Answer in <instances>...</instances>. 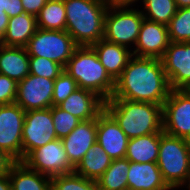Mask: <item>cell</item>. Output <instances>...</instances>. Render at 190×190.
Here are the masks:
<instances>
[{
	"label": "cell",
	"mask_w": 190,
	"mask_h": 190,
	"mask_svg": "<svg viewBox=\"0 0 190 190\" xmlns=\"http://www.w3.org/2000/svg\"><path fill=\"white\" fill-rule=\"evenodd\" d=\"M78 88L76 81L66 71L54 80L53 106H58Z\"/></svg>",
	"instance_id": "obj_32"
},
{
	"label": "cell",
	"mask_w": 190,
	"mask_h": 190,
	"mask_svg": "<svg viewBox=\"0 0 190 190\" xmlns=\"http://www.w3.org/2000/svg\"><path fill=\"white\" fill-rule=\"evenodd\" d=\"M130 162L126 158L114 159L111 165L98 179L100 190H128V172Z\"/></svg>",
	"instance_id": "obj_25"
},
{
	"label": "cell",
	"mask_w": 190,
	"mask_h": 190,
	"mask_svg": "<svg viewBox=\"0 0 190 190\" xmlns=\"http://www.w3.org/2000/svg\"><path fill=\"white\" fill-rule=\"evenodd\" d=\"M0 190H12L9 173L0 175Z\"/></svg>",
	"instance_id": "obj_38"
},
{
	"label": "cell",
	"mask_w": 190,
	"mask_h": 190,
	"mask_svg": "<svg viewBox=\"0 0 190 190\" xmlns=\"http://www.w3.org/2000/svg\"><path fill=\"white\" fill-rule=\"evenodd\" d=\"M25 13L37 16L47 0H21Z\"/></svg>",
	"instance_id": "obj_34"
},
{
	"label": "cell",
	"mask_w": 190,
	"mask_h": 190,
	"mask_svg": "<svg viewBox=\"0 0 190 190\" xmlns=\"http://www.w3.org/2000/svg\"><path fill=\"white\" fill-rule=\"evenodd\" d=\"M66 12L65 30L78 46H92L104 38L106 0H63Z\"/></svg>",
	"instance_id": "obj_3"
},
{
	"label": "cell",
	"mask_w": 190,
	"mask_h": 190,
	"mask_svg": "<svg viewBox=\"0 0 190 190\" xmlns=\"http://www.w3.org/2000/svg\"><path fill=\"white\" fill-rule=\"evenodd\" d=\"M58 106L80 121H87L104 110V100L93 91L77 88Z\"/></svg>",
	"instance_id": "obj_17"
},
{
	"label": "cell",
	"mask_w": 190,
	"mask_h": 190,
	"mask_svg": "<svg viewBox=\"0 0 190 190\" xmlns=\"http://www.w3.org/2000/svg\"><path fill=\"white\" fill-rule=\"evenodd\" d=\"M70 163L76 167L88 149L97 142V118L81 121L66 137L61 139Z\"/></svg>",
	"instance_id": "obj_16"
},
{
	"label": "cell",
	"mask_w": 190,
	"mask_h": 190,
	"mask_svg": "<svg viewBox=\"0 0 190 190\" xmlns=\"http://www.w3.org/2000/svg\"><path fill=\"white\" fill-rule=\"evenodd\" d=\"M51 114L58 139L68 136L81 122L78 118L62 110L59 106H52Z\"/></svg>",
	"instance_id": "obj_30"
},
{
	"label": "cell",
	"mask_w": 190,
	"mask_h": 190,
	"mask_svg": "<svg viewBox=\"0 0 190 190\" xmlns=\"http://www.w3.org/2000/svg\"><path fill=\"white\" fill-rule=\"evenodd\" d=\"M190 190V177L177 190Z\"/></svg>",
	"instance_id": "obj_42"
},
{
	"label": "cell",
	"mask_w": 190,
	"mask_h": 190,
	"mask_svg": "<svg viewBox=\"0 0 190 190\" xmlns=\"http://www.w3.org/2000/svg\"><path fill=\"white\" fill-rule=\"evenodd\" d=\"M54 80L33 74L18 82L15 103L25 112L53 106Z\"/></svg>",
	"instance_id": "obj_12"
},
{
	"label": "cell",
	"mask_w": 190,
	"mask_h": 190,
	"mask_svg": "<svg viewBox=\"0 0 190 190\" xmlns=\"http://www.w3.org/2000/svg\"><path fill=\"white\" fill-rule=\"evenodd\" d=\"M57 139L51 108L26 111L22 132V160L34 149Z\"/></svg>",
	"instance_id": "obj_10"
},
{
	"label": "cell",
	"mask_w": 190,
	"mask_h": 190,
	"mask_svg": "<svg viewBox=\"0 0 190 190\" xmlns=\"http://www.w3.org/2000/svg\"><path fill=\"white\" fill-rule=\"evenodd\" d=\"M162 115L166 134L190 141V89H172Z\"/></svg>",
	"instance_id": "obj_9"
},
{
	"label": "cell",
	"mask_w": 190,
	"mask_h": 190,
	"mask_svg": "<svg viewBox=\"0 0 190 190\" xmlns=\"http://www.w3.org/2000/svg\"><path fill=\"white\" fill-rule=\"evenodd\" d=\"M77 83L78 88L96 93L104 101L109 100L115 89V80L101 64L91 46H79L64 67Z\"/></svg>",
	"instance_id": "obj_4"
},
{
	"label": "cell",
	"mask_w": 190,
	"mask_h": 190,
	"mask_svg": "<svg viewBox=\"0 0 190 190\" xmlns=\"http://www.w3.org/2000/svg\"><path fill=\"white\" fill-rule=\"evenodd\" d=\"M22 162L31 170L49 177L70 174L75 167L70 163L61 139H55L32 150Z\"/></svg>",
	"instance_id": "obj_8"
},
{
	"label": "cell",
	"mask_w": 190,
	"mask_h": 190,
	"mask_svg": "<svg viewBox=\"0 0 190 190\" xmlns=\"http://www.w3.org/2000/svg\"><path fill=\"white\" fill-rule=\"evenodd\" d=\"M9 16L6 13H0V41L5 36L7 31Z\"/></svg>",
	"instance_id": "obj_37"
},
{
	"label": "cell",
	"mask_w": 190,
	"mask_h": 190,
	"mask_svg": "<svg viewBox=\"0 0 190 190\" xmlns=\"http://www.w3.org/2000/svg\"><path fill=\"white\" fill-rule=\"evenodd\" d=\"M9 178L12 190H51V177L31 170L22 161L11 166Z\"/></svg>",
	"instance_id": "obj_22"
},
{
	"label": "cell",
	"mask_w": 190,
	"mask_h": 190,
	"mask_svg": "<svg viewBox=\"0 0 190 190\" xmlns=\"http://www.w3.org/2000/svg\"><path fill=\"white\" fill-rule=\"evenodd\" d=\"M78 47L66 30L38 28L25 48L29 56L44 57L65 67Z\"/></svg>",
	"instance_id": "obj_7"
},
{
	"label": "cell",
	"mask_w": 190,
	"mask_h": 190,
	"mask_svg": "<svg viewBox=\"0 0 190 190\" xmlns=\"http://www.w3.org/2000/svg\"><path fill=\"white\" fill-rule=\"evenodd\" d=\"M29 58L26 48L0 44V74L20 82L30 74Z\"/></svg>",
	"instance_id": "obj_20"
},
{
	"label": "cell",
	"mask_w": 190,
	"mask_h": 190,
	"mask_svg": "<svg viewBox=\"0 0 190 190\" xmlns=\"http://www.w3.org/2000/svg\"><path fill=\"white\" fill-rule=\"evenodd\" d=\"M18 83L6 75L0 74V105L15 103Z\"/></svg>",
	"instance_id": "obj_33"
},
{
	"label": "cell",
	"mask_w": 190,
	"mask_h": 190,
	"mask_svg": "<svg viewBox=\"0 0 190 190\" xmlns=\"http://www.w3.org/2000/svg\"><path fill=\"white\" fill-rule=\"evenodd\" d=\"M38 29L36 16L23 13L9 18L7 31L1 45L25 48Z\"/></svg>",
	"instance_id": "obj_21"
},
{
	"label": "cell",
	"mask_w": 190,
	"mask_h": 190,
	"mask_svg": "<svg viewBox=\"0 0 190 190\" xmlns=\"http://www.w3.org/2000/svg\"><path fill=\"white\" fill-rule=\"evenodd\" d=\"M16 161L4 150L0 149V175L7 174Z\"/></svg>",
	"instance_id": "obj_35"
},
{
	"label": "cell",
	"mask_w": 190,
	"mask_h": 190,
	"mask_svg": "<svg viewBox=\"0 0 190 190\" xmlns=\"http://www.w3.org/2000/svg\"><path fill=\"white\" fill-rule=\"evenodd\" d=\"M138 4L145 19L165 25L177 11L175 0H140Z\"/></svg>",
	"instance_id": "obj_27"
},
{
	"label": "cell",
	"mask_w": 190,
	"mask_h": 190,
	"mask_svg": "<svg viewBox=\"0 0 190 190\" xmlns=\"http://www.w3.org/2000/svg\"><path fill=\"white\" fill-rule=\"evenodd\" d=\"M160 60L171 89H190V42H170Z\"/></svg>",
	"instance_id": "obj_13"
},
{
	"label": "cell",
	"mask_w": 190,
	"mask_h": 190,
	"mask_svg": "<svg viewBox=\"0 0 190 190\" xmlns=\"http://www.w3.org/2000/svg\"><path fill=\"white\" fill-rule=\"evenodd\" d=\"M30 74L55 80L63 71L64 67L57 62L44 57L30 56Z\"/></svg>",
	"instance_id": "obj_31"
},
{
	"label": "cell",
	"mask_w": 190,
	"mask_h": 190,
	"mask_svg": "<svg viewBox=\"0 0 190 190\" xmlns=\"http://www.w3.org/2000/svg\"><path fill=\"white\" fill-rule=\"evenodd\" d=\"M127 184L128 190H171L155 162H130Z\"/></svg>",
	"instance_id": "obj_18"
},
{
	"label": "cell",
	"mask_w": 190,
	"mask_h": 190,
	"mask_svg": "<svg viewBox=\"0 0 190 190\" xmlns=\"http://www.w3.org/2000/svg\"><path fill=\"white\" fill-rule=\"evenodd\" d=\"M129 138L115 119L104 109L97 116V142L114 159L125 158Z\"/></svg>",
	"instance_id": "obj_15"
},
{
	"label": "cell",
	"mask_w": 190,
	"mask_h": 190,
	"mask_svg": "<svg viewBox=\"0 0 190 190\" xmlns=\"http://www.w3.org/2000/svg\"><path fill=\"white\" fill-rule=\"evenodd\" d=\"M111 163L112 159L96 142L88 149L83 159L75 167L74 172L87 179L98 181Z\"/></svg>",
	"instance_id": "obj_24"
},
{
	"label": "cell",
	"mask_w": 190,
	"mask_h": 190,
	"mask_svg": "<svg viewBox=\"0 0 190 190\" xmlns=\"http://www.w3.org/2000/svg\"><path fill=\"white\" fill-rule=\"evenodd\" d=\"M104 109L129 139L163 131L162 105L109 99L104 101Z\"/></svg>",
	"instance_id": "obj_2"
},
{
	"label": "cell",
	"mask_w": 190,
	"mask_h": 190,
	"mask_svg": "<svg viewBox=\"0 0 190 190\" xmlns=\"http://www.w3.org/2000/svg\"><path fill=\"white\" fill-rule=\"evenodd\" d=\"M0 13L7 14V0H0Z\"/></svg>",
	"instance_id": "obj_41"
},
{
	"label": "cell",
	"mask_w": 190,
	"mask_h": 190,
	"mask_svg": "<svg viewBox=\"0 0 190 190\" xmlns=\"http://www.w3.org/2000/svg\"><path fill=\"white\" fill-rule=\"evenodd\" d=\"M38 28L63 31L66 28V12L63 0H47L36 16Z\"/></svg>",
	"instance_id": "obj_26"
},
{
	"label": "cell",
	"mask_w": 190,
	"mask_h": 190,
	"mask_svg": "<svg viewBox=\"0 0 190 190\" xmlns=\"http://www.w3.org/2000/svg\"><path fill=\"white\" fill-rule=\"evenodd\" d=\"M25 111L16 103L0 105V149L22 161V132Z\"/></svg>",
	"instance_id": "obj_11"
},
{
	"label": "cell",
	"mask_w": 190,
	"mask_h": 190,
	"mask_svg": "<svg viewBox=\"0 0 190 190\" xmlns=\"http://www.w3.org/2000/svg\"><path fill=\"white\" fill-rule=\"evenodd\" d=\"M51 190H100L97 181L87 179L75 172L51 178Z\"/></svg>",
	"instance_id": "obj_29"
},
{
	"label": "cell",
	"mask_w": 190,
	"mask_h": 190,
	"mask_svg": "<svg viewBox=\"0 0 190 190\" xmlns=\"http://www.w3.org/2000/svg\"><path fill=\"white\" fill-rule=\"evenodd\" d=\"M143 19L137 5H109L105 16L104 39L132 51Z\"/></svg>",
	"instance_id": "obj_6"
},
{
	"label": "cell",
	"mask_w": 190,
	"mask_h": 190,
	"mask_svg": "<svg viewBox=\"0 0 190 190\" xmlns=\"http://www.w3.org/2000/svg\"><path fill=\"white\" fill-rule=\"evenodd\" d=\"M171 90L160 59L133 55L115 80V89L110 99H126L163 106Z\"/></svg>",
	"instance_id": "obj_1"
},
{
	"label": "cell",
	"mask_w": 190,
	"mask_h": 190,
	"mask_svg": "<svg viewBox=\"0 0 190 190\" xmlns=\"http://www.w3.org/2000/svg\"><path fill=\"white\" fill-rule=\"evenodd\" d=\"M23 13L25 12L21 0H7V15L10 18Z\"/></svg>",
	"instance_id": "obj_36"
},
{
	"label": "cell",
	"mask_w": 190,
	"mask_h": 190,
	"mask_svg": "<svg viewBox=\"0 0 190 190\" xmlns=\"http://www.w3.org/2000/svg\"><path fill=\"white\" fill-rule=\"evenodd\" d=\"M170 42L167 25L144 18L132 54L161 59Z\"/></svg>",
	"instance_id": "obj_14"
},
{
	"label": "cell",
	"mask_w": 190,
	"mask_h": 190,
	"mask_svg": "<svg viewBox=\"0 0 190 190\" xmlns=\"http://www.w3.org/2000/svg\"><path fill=\"white\" fill-rule=\"evenodd\" d=\"M140 0H106L109 5H138Z\"/></svg>",
	"instance_id": "obj_39"
},
{
	"label": "cell",
	"mask_w": 190,
	"mask_h": 190,
	"mask_svg": "<svg viewBox=\"0 0 190 190\" xmlns=\"http://www.w3.org/2000/svg\"><path fill=\"white\" fill-rule=\"evenodd\" d=\"M167 26L171 42H190V7L177 8Z\"/></svg>",
	"instance_id": "obj_28"
},
{
	"label": "cell",
	"mask_w": 190,
	"mask_h": 190,
	"mask_svg": "<svg viewBox=\"0 0 190 190\" xmlns=\"http://www.w3.org/2000/svg\"><path fill=\"white\" fill-rule=\"evenodd\" d=\"M177 8L190 7V0H175Z\"/></svg>",
	"instance_id": "obj_40"
},
{
	"label": "cell",
	"mask_w": 190,
	"mask_h": 190,
	"mask_svg": "<svg viewBox=\"0 0 190 190\" xmlns=\"http://www.w3.org/2000/svg\"><path fill=\"white\" fill-rule=\"evenodd\" d=\"M159 145L160 133L129 139L125 158L135 163H157Z\"/></svg>",
	"instance_id": "obj_23"
},
{
	"label": "cell",
	"mask_w": 190,
	"mask_h": 190,
	"mask_svg": "<svg viewBox=\"0 0 190 190\" xmlns=\"http://www.w3.org/2000/svg\"><path fill=\"white\" fill-rule=\"evenodd\" d=\"M91 47L95 50L101 64L114 80L121 75L128 61L133 56L132 51L127 47L109 42L104 38Z\"/></svg>",
	"instance_id": "obj_19"
},
{
	"label": "cell",
	"mask_w": 190,
	"mask_h": 190,
	"mask_svg": "<svg viewBox=\"0 0 190 190\" xmlns=\"http://www.w3.org/2000/svg\"><path fill=\"white\" fill-rule=\"evenodd\" d=\"M157 165L168 187L177 190L190 177V141L162 131Z\"/></svg>",
	"instance_id": "obj_5"
}]
</instances>
